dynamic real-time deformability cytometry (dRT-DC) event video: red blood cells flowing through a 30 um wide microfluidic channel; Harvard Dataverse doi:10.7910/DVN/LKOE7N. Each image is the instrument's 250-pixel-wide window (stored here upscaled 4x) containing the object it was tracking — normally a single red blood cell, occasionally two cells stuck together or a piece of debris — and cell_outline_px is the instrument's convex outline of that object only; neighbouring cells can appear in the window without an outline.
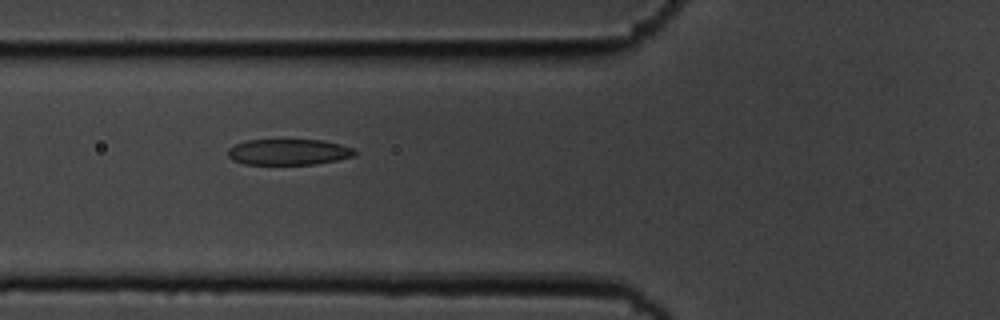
{"species": "common noctule bat (a hibernating species)", "species_latin": "Nyctalus noctula", "temperature_condition": "cold", "stored_images_in_passage": 39, "camera_frame_rate_fps": 3000, "um_per_image_px": 0.085, "animal": {"sex": "male", "body_mass_g": 19.5, "forearm_length_mm": 54.6}, "frame": {"image": 1, "passage_image": 4, "time_ms": 1.0, "image_size_px": [1000, 320], "cell_outline_px": [[356, 156], [316, 164], [244, 164], [232, 160], [228, 156], [228, 148], [244, 140], [324, 140], [340, 144], [352, 148], [356, 152]], "centroid_in_image_um": [24.52, 12.92], "position_along_channel_um": 101.3, "area_um2": 19.19}}
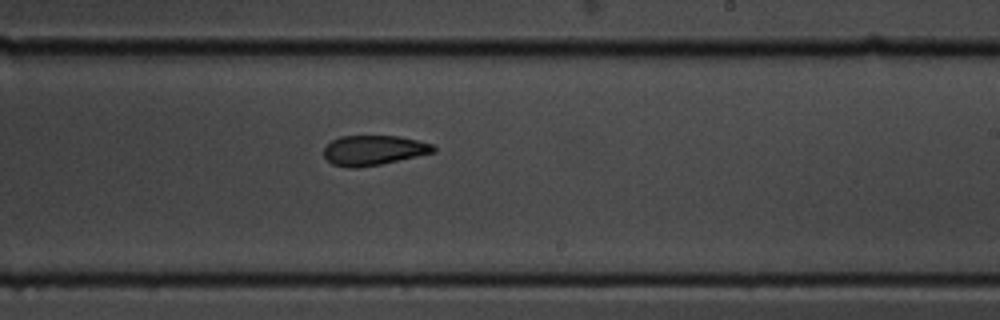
{"frame": {"image": 2, "passage_image": 17, "time_ms": 5.333, "image_size_px": [1000, 320], "cell_outline_px": [[436, 152], [380, 164], [356, 168], [348, 168], [332, 164], [324, 156], [324, 148], [332, 140], [340, 136], [400, 136], [432, 144], [436, 148]], "centroid_in_image_um": [31.75, 12.77], "position_along_channel_um": 257.3, "area_um2": 19.02}}
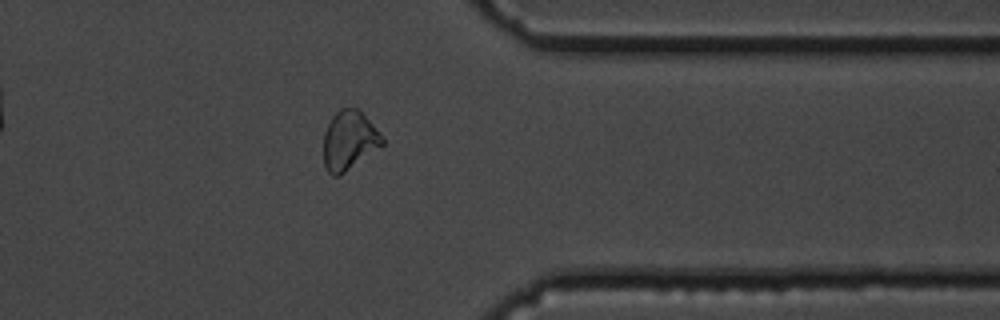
{"frame": {"image": 3, "passage_image": 28, "time_ms": 9.0, "image_size_px": [1000, 320], "cell_outline_px": [[384, 144], [340, 176], [332, 176], [328, 172], [324, 164], [324, 132], [332, 116], [340, 108], [356, 108], [384, 136]], "centroid_in_image_um": [29.67, 11.96], "position_along_channel_um": 381.7, "area_um2": 20.11}, "authors_computed_cell_mechanics": {"area_um2": 20.1144, "velocity_mm_per_s": 3.601, "shape_relaxation_time_tau1_ms": 4.2599, "shape_relaxation_time_tau2_ms": 2.7865, "deformation_change_tau1": 0.1429, "deformation_change_tau2": 0.094}}